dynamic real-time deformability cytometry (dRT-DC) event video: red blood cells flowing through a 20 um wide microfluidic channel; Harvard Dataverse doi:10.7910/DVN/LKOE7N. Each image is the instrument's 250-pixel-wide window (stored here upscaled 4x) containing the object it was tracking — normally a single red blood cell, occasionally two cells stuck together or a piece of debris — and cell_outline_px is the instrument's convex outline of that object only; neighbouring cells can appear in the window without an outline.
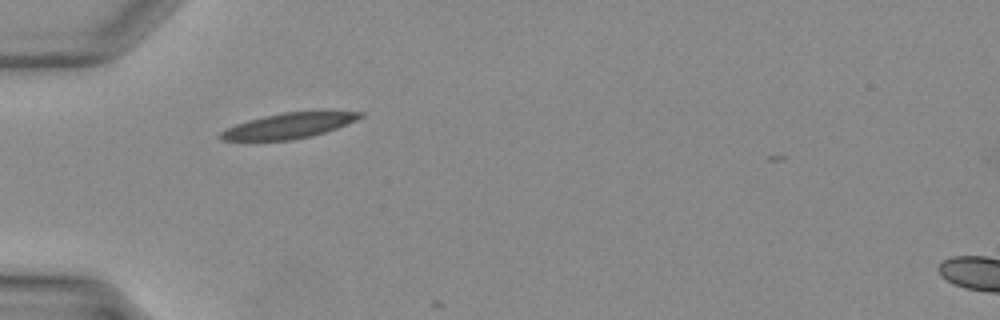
{"species": "Egyptian fruit bat (a non-hibernating species)", "species_latin": "Rousettus aegyptiacus", "temperature_condition": "warm", "stored_images_in_passage": 2, "camera_frame_rate_fps": 3000, "um_per_image_px": 0.085, "animal": {"sex": "female"}, "frame": {"image": 1, "passage_image": 1, "time_ms": 0.0, "image_size_px": [1000, 320], "cell_outline_px": [[364, 116], [356, 120], [336, 128], [312, 136], [292, 140], [224, 140], [220, 136], [220, 132], [236, 124], [248, 120], [264, 116], [284, 112], [364, 112]], "centroid_in_image_um": [24.54, 10.69], "position_along_channel_um": 60.5, "area_um2": 20.11}}